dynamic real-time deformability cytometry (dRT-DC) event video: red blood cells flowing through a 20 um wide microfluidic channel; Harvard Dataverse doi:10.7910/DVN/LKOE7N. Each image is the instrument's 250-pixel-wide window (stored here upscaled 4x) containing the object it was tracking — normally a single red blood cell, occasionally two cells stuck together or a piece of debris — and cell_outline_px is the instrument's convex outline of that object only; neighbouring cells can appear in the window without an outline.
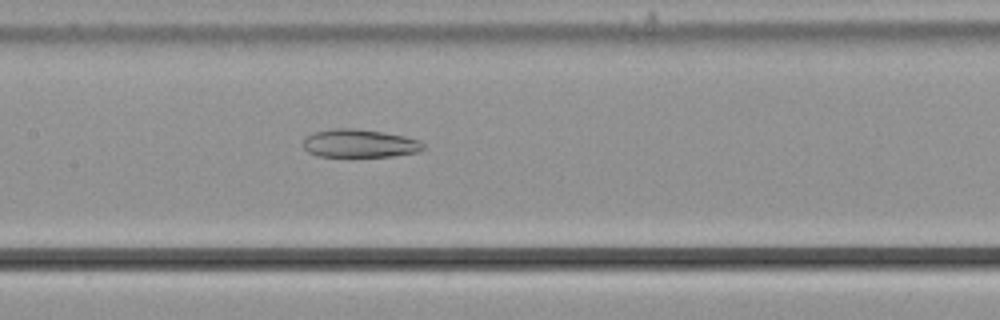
{"species": "common noctule bat (a hibernating species)", "species_latin": "Nyctalus noctula", "temperature_condition": "cold", "stored_images_in_passage": 55, "camera_frame_rate_fps": 3000, "um_per_image_px": 0.085, "animal": {"sex": "male", "body_mass_g": 21.5, "forearm_length_mm": 52.0}, "frame": {"image": 1, "passage_image": 27, "time_ms": 8.667, "image_size_px": [1000, 320], "cell_outline_px": [[424, 148], [416, 152], [392, 156], [320, 156], [308, 152], [304, 148], [304, 140], [312, 132], [336, 128], [356, 128], [404, 136], [416, 140], [424, 144]], "centroid_in_image_um": [30.53, 12.18], "position_along_channel_um": 176.9, "area_um2": 19.36}}
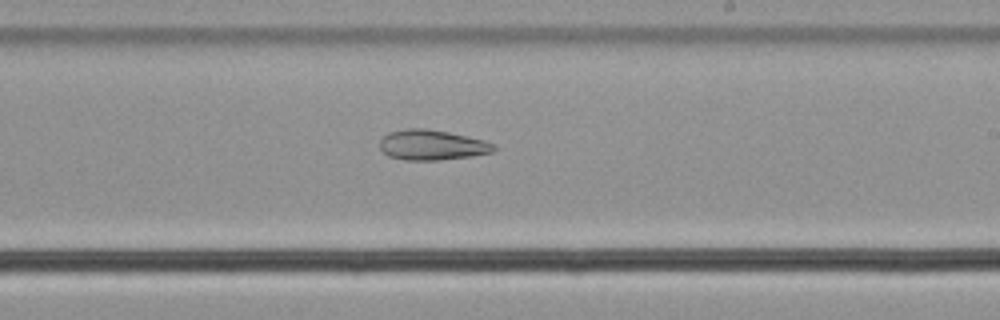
{"frame": {"image": 2, "passage_image": 33, "time_ms": 10.667, "image_size_px": [1000, 320], "cell_outline_px": [[496, 148], [492, 152], [472, 156], [436, 160], [404, 160], [388, 156], [380, 148], [380, 140], [388, 132], [404, 128], [424, 128], [448, 132], [484, 140], [496, 144]], "centroid_in_image_um": [36.71, 12.32], "position_along_channel_um": 252.3, "area_um2": 20.11}}
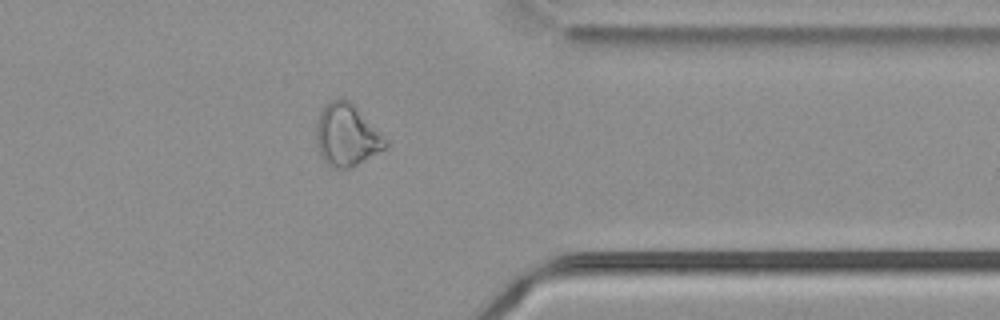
{"frame": {"image": 3, "passage_image": 44, "time_ms": 14.333, "image_size_px": [1000, 320], "cell_outline_px": [[388, 144], [384, 148], [352, 168], [332, 168], [320, 156], [316, 148], [316, 120], [320, 108], [324, 104], [340, 96], [348, 100], [388, 140]], "centroid_in_image_um": [29.41, 11.48], "position_along_channel_um": 382.0, "area_um2": 25.2}}